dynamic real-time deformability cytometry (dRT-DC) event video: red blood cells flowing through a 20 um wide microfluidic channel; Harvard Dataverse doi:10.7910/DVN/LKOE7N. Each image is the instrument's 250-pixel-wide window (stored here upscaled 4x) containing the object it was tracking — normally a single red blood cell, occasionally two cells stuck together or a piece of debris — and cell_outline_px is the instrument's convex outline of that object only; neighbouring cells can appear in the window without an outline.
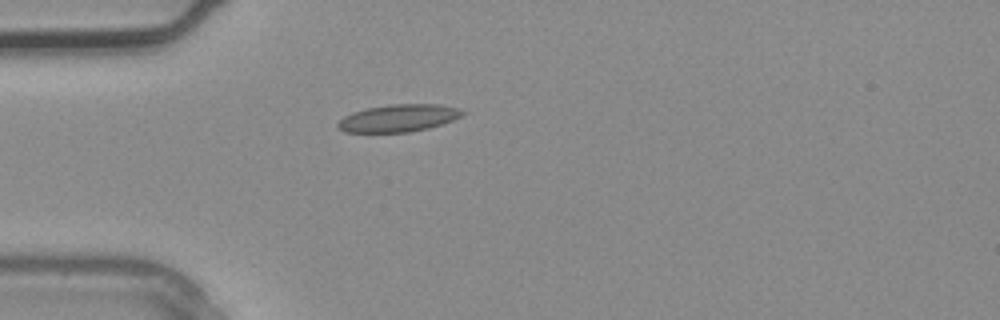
{"species": "common noctule bat (a hibernating species)", "species_latin": "Nyctalus noctula", "temperature_condition": "warm", "stored_images_in_passage": 1, "camera_frame_rate_fps": 3000, "um_per_image_px": 0.085, "animal": {"sex": "male", "body_mass_g": 20.4}, "frame": {"image": 1, "passage_image": 1, "time_ms": 0.0, "image_size_px": [1000, 320], "cell_outline_px": [[464, 112], [460, 116], [452, 120], [428, 128], [408, 132], [344, 132], [336, 124], [344, 116], [352, 112], [368, 108], [392, 104], [436, 104], [460, 108]], "centroid_in_image_um": [33.85, 10.03], "position_along_channel_um": 51.1, "area_um2": 19.59}}